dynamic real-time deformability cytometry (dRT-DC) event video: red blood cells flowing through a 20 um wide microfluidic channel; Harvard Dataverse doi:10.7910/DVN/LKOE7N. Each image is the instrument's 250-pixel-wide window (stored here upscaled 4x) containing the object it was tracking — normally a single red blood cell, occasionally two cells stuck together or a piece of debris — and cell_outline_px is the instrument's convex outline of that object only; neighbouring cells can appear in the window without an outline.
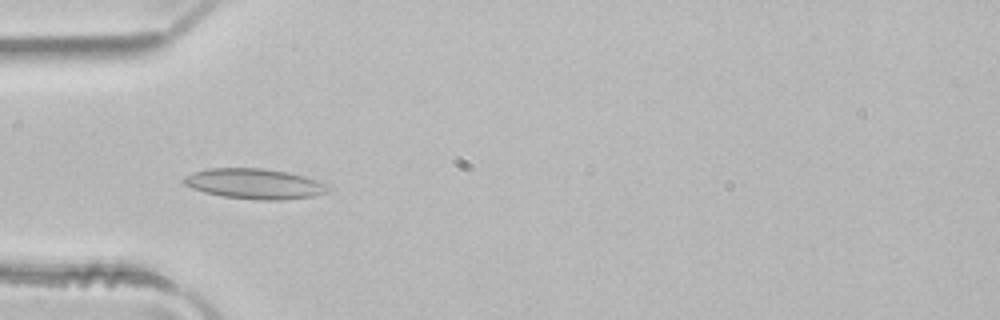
{"species": "common noctule bat (a hibernating species)", "species_latin": "Nyctalus noctula", "temperature_condition": "room temperature", "stored_images_in_passage": 3, "camera_frame_rate_fps": 3000, "um_per_image_px": 0.085, "animal": {"sex": "male", "body_mass_g": 21.5, "forearm_length_mm": 52.0}, "frame": {"image": 1, "passage_image": 3, "time_ms": 0.667, "image_size_px": [1000, 320], "cell_outline_px": [[332, 188], [324, 192], [312, 196], [284, 200], [264, 200], [220, 196], [204, 192], [192, 188], [184, 184], [180, 180], [184, 176], [192, 172], [208, 168], [260, 168], [284, 172], [304, 176], [328, 184]], "centroid_in_image_um": [21.58, 15.62], "position_along_channel_um": 63.4, "area_um2": 25.43}}